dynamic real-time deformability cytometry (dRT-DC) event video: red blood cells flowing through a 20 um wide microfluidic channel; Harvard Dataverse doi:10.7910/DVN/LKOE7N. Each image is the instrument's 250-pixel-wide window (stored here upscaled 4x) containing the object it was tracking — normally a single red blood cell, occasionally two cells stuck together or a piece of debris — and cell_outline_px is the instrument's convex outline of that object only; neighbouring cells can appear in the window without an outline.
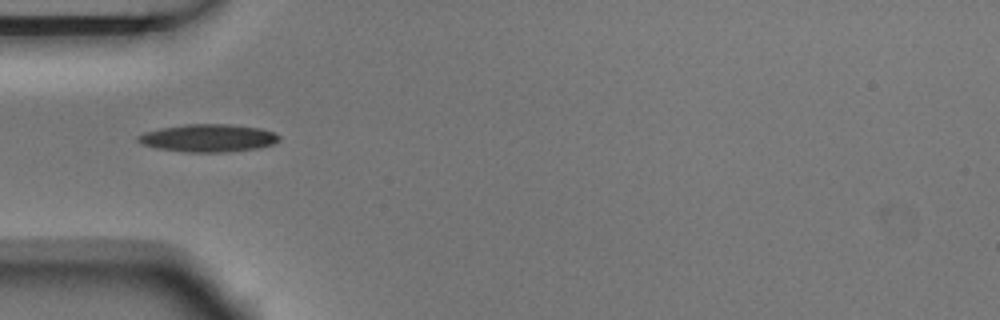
{"species": "Egyptian fruit bat (a non-hibernating species)", "species_latin": "Rousettus aegyptiacus", "temperature_condition": "room temperature", "stored_images_in_passage": 6, "camera_frame_rate_fps": 3000, "um_per_image_px": 0.085, "animal": {"sex": "male"}, "frame": {"image": 1, "passage_image": 4, "time_ms": 1.0, "image_size_px": [1000, 320], "cell_outline_px": [[280, 140], [272, 144], [256, 148], [224, 152], [184, 152], [156, 148], [140, 144], [136, 140], [136, 136], [144, 132], [160, 128], [188, 124], [228, 124], [260, 128], [272, 132], [280, 136]], "centroid_in_image_um": [17.64, 11.73], "position_along_channel_um": 67.4, "area_um2": 22.77}}
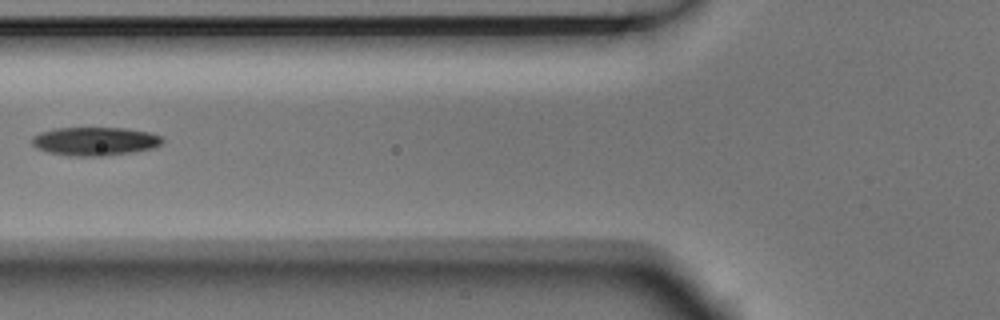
{"frame": {"image": 2, "passage_image": 5, "time_ms": 1.333, "image_size_px": [1000, 320], "cell_outline_px": [[164, 140], [160, 144], [152, 148], [128, 152], [100, 156], [68, 156], [48, 152], [36, 148], [32, 144], [32, 136], [40, 132], [56, 128], [124, 128], [148, 132], [164, 136]], "centroid_in_image_um": [8.04, 12.0], "position_along_channel_um": 117.8, "area_um2": 21.56}}
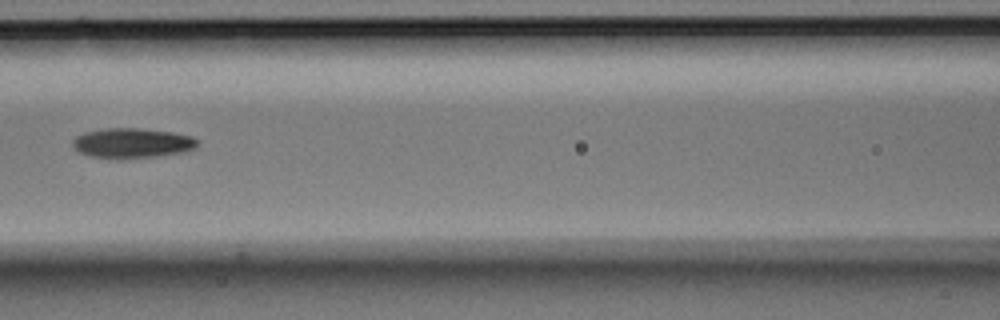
{"frame": {"image": 3, "passage_image": 6, "time_ms": 1.667, "image_size_px": [1000, 320], "cell_outline_px": [[200, 140], [196, 148], [180, 152], [156, 156], [120, 160], [116, 160], [92, 156], [80, 152], [72, 144], [72, 140], [76, 136], [84, 132], [108, 128], [136, 128], [172, 132], [192, 136]], "centroid_in_image_um": [11.24, 12.17], "position_along_channel_um": 155.4, "area_um2": 21.91}}